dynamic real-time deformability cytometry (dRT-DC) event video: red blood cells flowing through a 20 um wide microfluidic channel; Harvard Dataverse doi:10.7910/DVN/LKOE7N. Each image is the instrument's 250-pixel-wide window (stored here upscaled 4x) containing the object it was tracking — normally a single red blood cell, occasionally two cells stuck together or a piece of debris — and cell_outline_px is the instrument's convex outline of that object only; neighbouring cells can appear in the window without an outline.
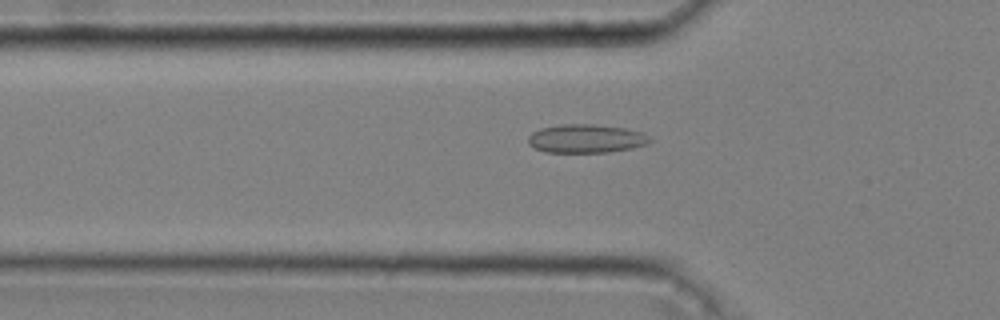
{"species": "common noctule bat (a hibernating species)", "species_latin": "Nyctalus noctula", "temperature_condition": "cold", "stored_images_in_passage": 33, "camera_frame_rate_fps": 3000, "um_per_image_px": 0.085, "animal": {"sex": "male", "body_mass_g": 20.4}, "frame": {"image": 1, "passage_image": 2, "time_ms": 0.333, "image_size_px": [1000, 320], "cell_outline_px": [[652, 140], [648, 144], [632, 148], [608, 152], [544, 152], [528, 144], [528, 136], [532, 132], [540, 128], [560, 124], [592, 124], [624, 128], [640, 132]], "centroid_in_image_um": [49.78, 11.78], "position_along_channel_um": 76.0, "area_um2": 20.17}}
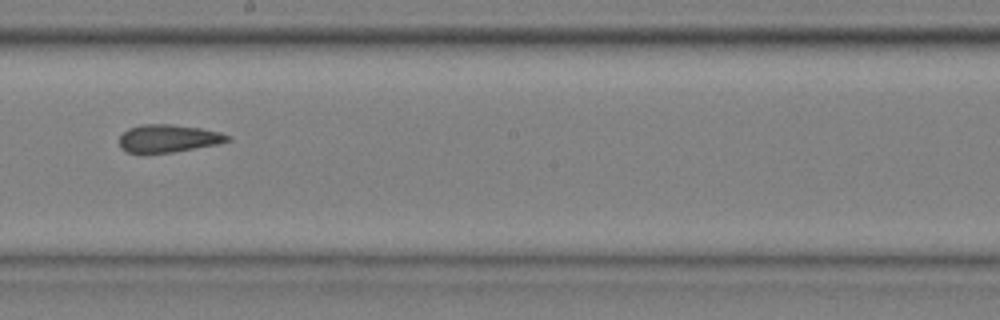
{"frame": {"image": 2, "passage_image": 15, "time_ms": 4.667, "image_size_px": [1000, 320], "cell_outline_px": [[232, 140], [216, 144], [172, 152], [144, 156], [140, 156], [128, 152], [120, 148], [120, 136], [128, 128], [140, 124], [172, 124], [200, 128], [220, 132], [232, 136]], "centroid_in_image_um": [14.25, 11.79], "position_along_channel_um": 233.9, "area_um2": 18.03}}
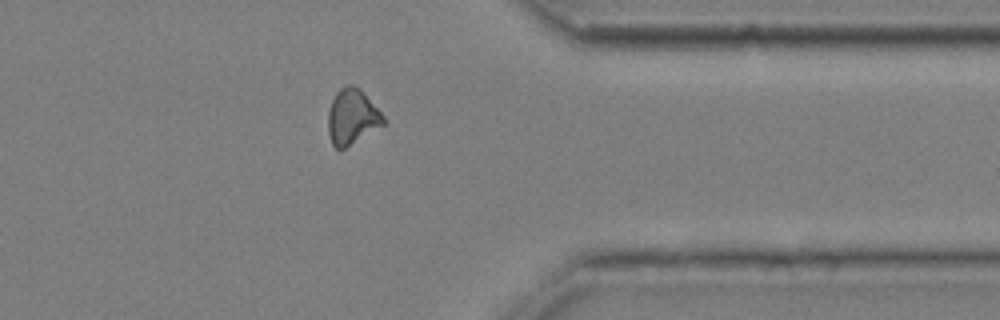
{"frame": {"image": 3, "passage_image": 28, "time_ms": 9.0, "image_size_px": [1000, 320], "cell_outline_px": [[388, 120], [384, 124], [344, 148], [336, 148], [332, 144], [328, 132], [328, 112], [332, 100], [336, 92], [340, 88], [348, 84], [352, 84], [360, 88], [364, 92]], "centroid_in_image_um": [29.94, 9.89], "position_along_channel_um": 381.5, "area_um2": 17.8}, "authors_computed_cell_mechanics": {"area_um2": 17.8602, "velocity_mm_per_s": 3.6368, "shape_relaxation_time_tau1_ms": null, "shape_relaxation_time_tau2_ms": 3.0605, "deformation_change_tau1": null, "deformation_change_tau2": 0.1079}}